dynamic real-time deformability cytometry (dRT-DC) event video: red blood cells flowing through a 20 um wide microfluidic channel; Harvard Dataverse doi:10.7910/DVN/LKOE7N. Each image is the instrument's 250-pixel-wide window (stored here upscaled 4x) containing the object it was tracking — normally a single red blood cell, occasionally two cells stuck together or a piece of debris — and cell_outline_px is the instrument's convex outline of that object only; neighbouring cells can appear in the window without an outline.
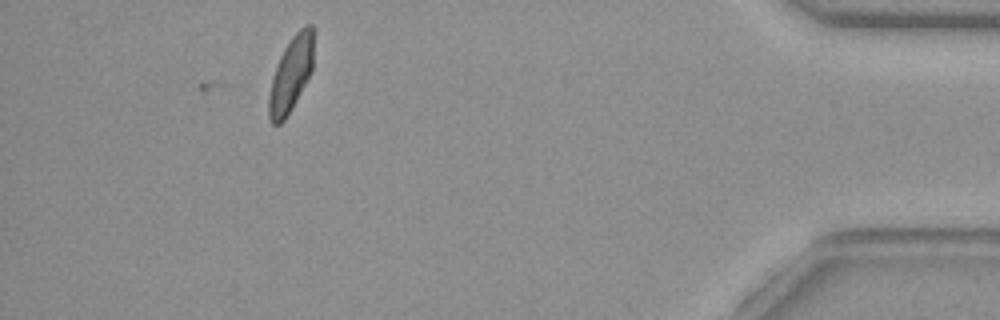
{"species": "common noctule bat (a hibernating species)", "species_latin": "Nyctalus noctula", "temperature_condition": "warm", "stored_images_in_passage": 32, "camera_frame_rate_fps": 3000, "um_per_image_px": 0.085, "animal": {"sex": "female", "body_mass_g": 29.2, "forearm_length_mm": 56.3}, "frame": {"image": 1, "passage_image": 32, "time_ms": 10.333, "image_size_px": [1000, 320], "cell_outline_px": [[312, 72], [296, 100], [284, 120], [280, 124], [272, 124], [268, 116], [268, 96], [272, 76], [280, 56], [284, 48], [292, 36], [300, 28], [308, 24], [312, 24]], "centroid_in_image_um": [24.7, 6.33], "position_along_channel_um": 410.5, "area_um2": 19.36}}